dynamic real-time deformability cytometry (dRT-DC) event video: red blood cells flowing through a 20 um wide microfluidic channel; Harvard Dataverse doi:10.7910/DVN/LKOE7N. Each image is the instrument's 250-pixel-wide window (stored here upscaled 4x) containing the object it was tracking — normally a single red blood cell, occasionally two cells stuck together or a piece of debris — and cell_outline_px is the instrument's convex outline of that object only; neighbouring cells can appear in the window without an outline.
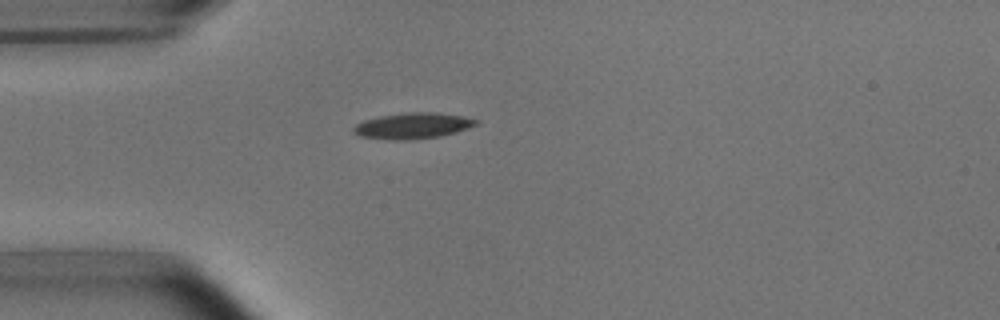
{"species": "common noctule bat (a hibernating species)", "species_latin": "Nyctalus noctula", "temperature_condition": "room temperature", "stored_images_in_passage": 39, "camera_frame_rate_fps": 3000, "um_per_image_px": 0.085, "animal": {"sex": "male", "body_mass_g": 15.6}, "frame": {"image": 1, "passage_image": 1, "time_ms": 0.0, "image_size_px": [1000, 320], "cell_outline_px": [[480, 124], [456, 132], [440, 136], [412, 140], [388, 140], [360, 136], [352, 132], [352, 128], [356, 124], [364, 120], [380, 116], [408, 112], [436, 112], [464, 116], [480, 120]], "centroid_in_image_um": [35.11, 10.69], "position_along_channel_um": 49.9, "area_um2": 18.79}}
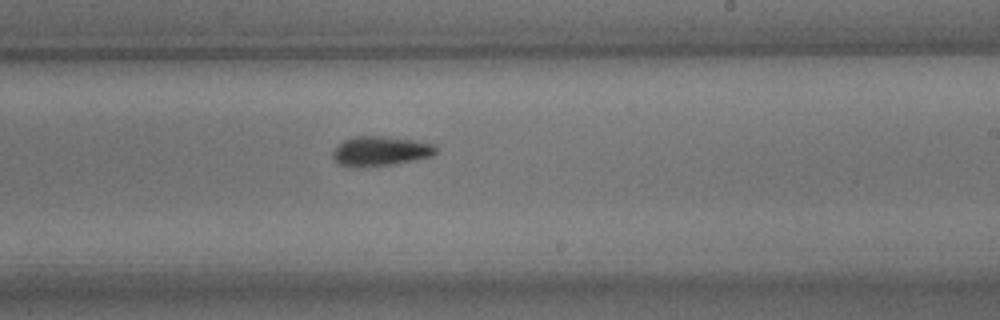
{"frame": {"image": 2, "passage_image": 18, "time_ms": 5.667, "image_size_px": [1000, 320], "cell_outline_px": [[436, 152], [432, 156], [416, 160], [392, 164], [340, 164], [332, 156], [332, 152], [344, 140], [356, 136], [380, 136], [416, 140], [432, 144], [436, 148]], "centroid_in_image_um": [32.41, 12.8], "position_along_channel_um": 256.6, "area_um2": 16.94}}
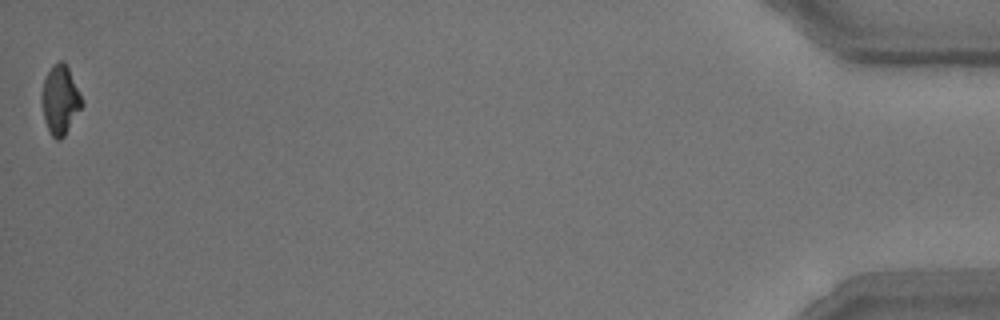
{"frame": {"image": 3, "passage_image": 39, "time_ms": 12.667, "image_size_px": [1000, 320], "cell_outline_px": [[84, 104], [64, 136], [60, 140], [56, 140], [52, 136], [44, 120], [40, 100], [40, 96], [44, 76], [52, 64], [60, 60], [68, 68]], "centroid_in_image_um": [5.07, 8.49], "position_along_channel_um": 430.1, "area_um2": 16.18}, "authors_computed_cell_mechanics": {"area_um2": 17.2244, "velocity_mm_per_s": 3.8146, "shape_relaxation_time_tau1_ms": 3.139, "shape_relaxation_time_tau2_ms": 10.3072, "deformation_change_tau1": 0.1381, "deformation_change_tau2": 0.1765}}